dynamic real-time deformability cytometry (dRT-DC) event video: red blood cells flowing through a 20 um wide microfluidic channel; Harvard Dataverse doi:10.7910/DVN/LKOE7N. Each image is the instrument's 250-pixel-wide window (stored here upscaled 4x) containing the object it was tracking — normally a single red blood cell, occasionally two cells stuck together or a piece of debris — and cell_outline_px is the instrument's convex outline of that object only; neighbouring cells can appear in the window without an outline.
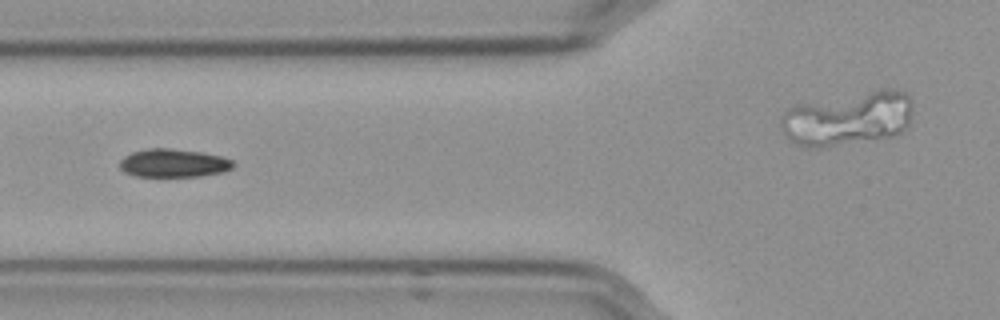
{"species": "Egyptian fruit bat (a non-hibernating species)", "species_latin": "Rousettus aegyptiacus", "temperature_condition": "cold", "stored_images_in_passage": 26, "camera_frame_rate_fps": 3000, "um_per_image_px": 0.085, "frame": {"image": 1, "passage_image": 5, "time_ms": 1.333, "image_size_px": [1000, 320], "cell_outline_px": [[236, 164], [232, 168], [224, 172], [200, 176], [136, 176], [124, 172], [120, 168], [120, 160], [124, 156], [132, 152], [148, 148], [172, 148], [200, 152], [224, 156], [232, 160]], "centroid_in_image_um": [14.77, 13.86], "position_along_channel_um": 111.0, "area_um2": 18.84}}
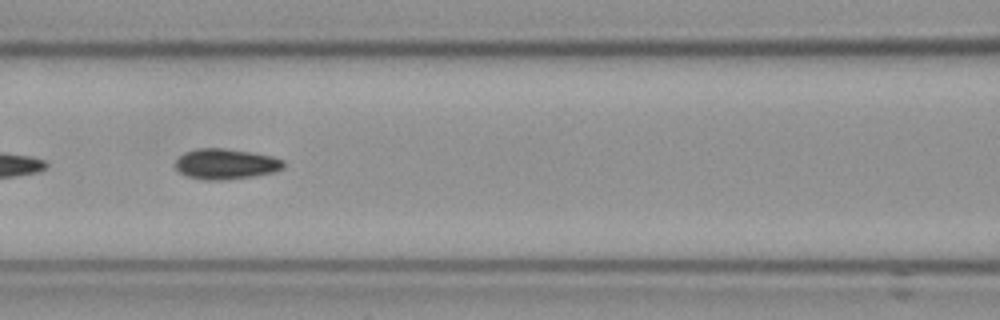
{"frame": {"image": 2, "passage_image": 8, "time_ms": 2.333, "image_size_px": [1000, 320], "cell_outline_px": [[284, 168], [276, 172], [256, 176], [220, 180], [208, 180], [188, 176], [180, 172], [176, 168], [176, 160], [184, 152], [196, 148], [224, 148], [252, 152], [272, 156], [284, 160]], "centroid_in_image_um": [19.23, 13.93], "position_along_channel_um": 147.4, "area_um2": 19.31}}